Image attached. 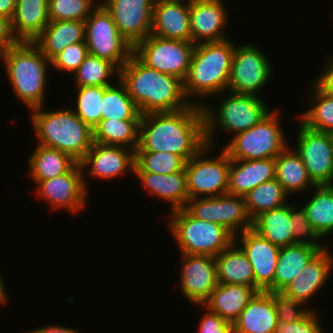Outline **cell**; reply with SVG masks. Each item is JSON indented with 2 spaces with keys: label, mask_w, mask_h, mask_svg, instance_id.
<instances>
[{
  "label": "cell",
  "mask_w": 333,
  "mask_h": 333,
  "mask_svg": "<svg viewBox=\"0 0 333 333\" xmlns=\"http://www.w3.org/2000/svg\"><path fill=\"white\" fill-rule=\"evenodd\" d=\"M206 144L203 108L192 104L174 112L142 114L135 152H170L187 162Z\"/></svg>",
  "instance_id": "obj_1"
},
{
  "label": "cell",
  "mask_w": 333,
  "mask_h": 333,
  "mask_svg": "<svg viewBox=\"0 0 333 333\" xmlns=\"http://www.w3.org/2000/svg\"><path fill=\"white\" fill-rule=\"evenodd\" d=\"M119 80L141 114L174 112L192 105L183 80L148 67L134 53L119 69Z\"/></svg>",
  "instance_id": "obj_2"
},
{
  "label": "cell",
  "mask_w": 333,
  "mask_h": 333,
  "mask_svg": "<svg viewBox=\"0 0 333 333\" xmlns=\"http://www.w3.org/2000/svg\"><path fill=\"white\" fill-rule=\"evenodd\" d=\"M235 45L231 38L196 44L183 81L186 97L192 104L203 106L207 99H220L221 93L227 92Z\"/></svg>",
  "instance_id": "obj_3"
},
{
  "label": "cell",
  "mask_w": 333,
  "mask_h": 333,
  "mask_svg": "<svg viewBox=\"0 0 333 333\" xmlns=\"http://www.w3.org/2000/svg\"><path fill=\"white\" fill-rule=\"evenodd\" d=\"M0 61L17 100L29 110L44 106L51 70L47 57L32 42H18L0 54Z\"/></svg>",
  "instance_id": "obj_4"
},
{
  "label": "cell",
  "mask_w": 333,
  "mask_h": 333,
  "mask_svg": "<svg viewBox=\"0 0 333 333\" xmlns=\"http://www.w3.org/2000/svg\"><path fill=\"white\" fill-rule=\"evenodd\" d=\"M37 107L28 110L37 144L58 149L78 163L93 144V130L74 113L71 107L47 111Z\"/></svg>",
  "instance_id": "obj_5"
},
{
  "label": "cell",
  "mask_w": 333,
  "mask_h": 333,
  "mask_svg": "<svg viewBox=\"0 0 333 333\" xmlns=\"http://www.w3.org/2000/svg\"><path fill=\"white\" fill-rule=\"evenodd\" d=\"M228 93V91L221 93L223 97H220L222 99L219 100L218 108L208 103L202 106L206 142L216 148L215 135L218 133L216 130L228 132L230 135L233 133L234 136L261 122L273 111L268 109V104L263 100V96Z\"/></svg>",
  "instance_id": "obj_6"
},
{
  "label": "cell",
  "mask_w": 333,
  "mask_h": 333,
  "mask_svg": "<svg viewBox=\"0 0 333 333\" xmlns=\"http://www.w3.org/2000/svg\"><path fill=\"white\" fill-rule=\"evenodd\" d=\"M169 229L180 253L216 257L229 247L235 236L224 226L193 217L185 208L167 212Z\"/></svg>",
  "instance_id": "obj_7"
},
{
  "label": "cell",
  "mask_w": 333,
  "mask_h": 333,
  "mask_svg": "<svg viewBox=\"0 0 333 333\" xmlns=\"http://www.w3.org/2000/svg\"><path fill=\"white\" fill-rule=\"evenodd\" d=\"M279 108L250 129L237 133L223 149L233 160L275 159L290 142L282 127ZM288 141V142H287Z\"/></svg>",
  "instance_id": "obj_8"
},
{
  "label": "cell",
  "mask_w": 333,
  "mask_h": 333,
  "mask_svg": "<svg viewBox=\"0 0 333 333\" xmlns=\"http://www.w3.org/2000/svg\"><path fill=\"white\" fill-rule=\"evenodd\" d=\"M220 151L216 154L217 157L213 156L215 146L206 144L186 162L189 199L214 197L227 193L231 159L223 148Z\"/></svg>",
  "instance_id": "obj_9"
},
{
  "label": "cell",
  "mask_w": 333,
  "mask_h": 333,
  "mask_svg": "<svg viewBox=\"0 0 333 333\" xmlns=\"http://www.w3.org/2000/svg\"><path fill=\"white\" fill-rule=\"evenodd\" d=\"M85 42L89 54L112 62L118 69L129 60L134 50L101 2L85 20Z\"/></svg>",
  "instance_id": "obj_10"
},
{
  "label": "cell",
  "mask_w": 333,
  "mask_h": 333,
  "mask_svg": "<svg viewBox=\"0 0 333 333\" xmlns=\"http://www.w3.org/2000/svg\"><path fill=\"white\" fill-rule=\"evenodd\" d=\"M196 44L150 34L140 41L133 53L148 67L185 80Z\"/></svg>",
  "instance_id": "obj_11"
},
{
  "label": "cell",
  "mask_w": 333,
  "mask_h": 333,
  "mask_svg": "<svg viewBox=\"0 0 333 333\" xmlns=\"http://www.w3.org/2000/svg\"><path fill=\"white\" fill-rule=\"evenodd\" d=\"M257 46L251 42L235 45L227 91L260 96L262 88L268 85L273 66L267 53Z\"/></svg>",
  "instance_id": "obj_12"
},
{
  "label": "cell",
  "mask_w": 333,
  "mask_h": 333,
  "mask_svg": "<svg viewBox=\"0 0 333 333\" xmlns=\"http://www.w3.org/2000/svg\"><path fill=\"white\" fill-rule=\"evenodd\" d=\"M193 217L226 227L234 236L253 228L245 198L229 193L190 199L184 207Z\"/></svg>",
  "instance_id": "obj_13"
},
{
  "label": "cell",
  "mask_w": 333,
  "mask_h": 333,
  "mask_svg": "<svg viewBox=\"0 0 333 333\" xmlns=\"http://www.w3.org/2000/svg\"><path fill=\"white\" fill-rule=\"evenodd\" d=\"M297 121L296 141H291L295 143L290 145L301 157L315 185H333V150L329 133L310 129L298 118Z\"/></svg>",
  "instance_id": "obj_14"
},
{
  "label": "cell",
  "mask_w": 333,
  "mask_h": 333,
  "mask_svg": "<svg viewBox=\"0 0 333 333\" xmlns=\"http://www.w3.org/2000/svg\"><path fill=\"white\" fill-rule=\"evenodd\" d=\"M33 183L36 186L34 195L47 201L46 203L53 211L66 210V212L76 214L84 211L82 209L88 203V191L84 185L83 171L78 162L67 173Z\"/></svg>",
  "instance_id": "obj_15"
},
{
  "label": "cell",
  "mask_w": 333,
  "mask_h": 333,
  "mask_svg": "<svg viewBox=\"0 0 333 333\" xmlns=\"http://www.w3.org/2000/svg\"><path fill=\"white\" fill-rule=\"evenodd\" d=\"M79 163L83 171L84 185L89 192V185L86 180L88 178L85 175H88L90 179L92 177L102 181L105 180V182L106 180L117 179V177H126V174L129 173L134 175L135 150L119 145L93 142L92 147Z\"/></svg>",
  "instance_id": "obj_16"
},
{
  "label": "cell",
  "mask_w": 333,
  "mask_h": 333,
  "mask_svg": "<svg viewBox=\"0 0 333 333\" xmlns=\"http://www.w3.org/2000/svg\"><path fill=\"white\" fill-rule=\"evenodd\" d=\"M180 291L193 305H203L219 284L213 256L180 253Z\"/></svg>",
  "instance_id": "obj_17"
},
{
  "label": "cell",
  "mask_w": 333,
  "mask_h": 333,
  "mask_svg": "<svg viewBox=\"0 0 333 333\" xmlns=\"http://www.w3.org/2000/svg\"><path fill=\"white\" fill-rule=\"evenodd\" d=\"M120 34L135 47L151 34L155 0H101Z\"/></svg>",
  "instance_id": "obj_18"
},
{
  "label": "cell",
  "mask_w": 333,
  "mask_h": 333,
  "mask_svg": "<svg viewBox=\"0 0 333 333\" xmlns=\"http://www.w3.org/2000/svg\"><path fill=\"white\" fill-rule=\"evenodd\" d=\"M235 242L252 265L255 291H274L275 269L280 247L263 238L254 229L235 235Z\"/></svg>",
  "instance_id": "obj_19"
},
{
  "label": "cell",
  "mask_w": 333,
  "mask_h": 333,
  "mask_svg": "<svg viewBox=\"0 0 333 333\" xmlns=\"http://www.w3.org/2000/svg\"><path fill=\"white\" fill-rule=\"evenodd\" d=\"M228 10L223 0H190L192 43L229 39L225 29L229 23Z\"/></svg>",
  "instance_id": "obj_20"
},
{
  "label": "cell",
  "mask_w": 333,
  "mask_h": 333,
  "mask_svg": "<svg viewBox=\"0 0 333 333\" xmlns=\"http://www.w3.org/2000/svg\"><path fill=\"white\" fill-rule=\"evenodd\" d=\"M327 246L319 250L301 273L282 292L300 303L310 304L316 293L328 283L333 270V252ZM324 286V287H323Z\"/></svg>",
  "instance_id": "obj_21"
},
{
  "label": "cell",
  "mask_w": 333,
  "mask_h": 333,
  "mask_svg": "<svg viewBox=\"0 0 333 333\" xmlns=\"http://www.w3.org/2000/svg\"><path fill=\"white\" fill-rule=\"evenodd\" d=\"M151 34L166 39L192 41L190 0H155Z\"/></svg>",
  "instance_id": "obj_22"
},
{
  "label": "cell",
  "mask_w": 333,
  "mask_h": 333,
  "mask_svg": "<svg viewBox=\"0 0 333 333\" xmlns=\"http://www.w3.org/2000/svg\"><path fill=\"white\" fill-rule=\"evenodd\" d=\"M277 312L268 291L256 292L233 322V333H275Z\"/></svg>",
  "instance_id": "obj_23"
},
{
  "label": "cell",
  "mask_w": 333,
  "mask_h": 333,
  "mask_svg": "<svg viewBox=\"0 0 333 333\" xmlns=\"http://www.w3.org/2000/svg\"><path fill=\"white\" fill-rule=\"evenodd\" d=\"M143 191L168 202V212L183 209L189 199L187 190V174L180 171L174 174L161 175L155 173H134Z\"/></svg>",
  "instance_id": "obj_24"
},
{
  "label": "cell",
  "mask_w": 333,
  "mask_h": 333,
  "mask_svg": "<svg viewBox=\"0 0 333 333\" xmlns=\"http://www.w3.org/2000/svg\"><path fill=\"white\" fill-rule=\"evenodd\" d=\"M275 173V159H231L227 193L245 197L249 191L258 185L275 179Z\"/></svg>",
  "instance_id": "obj_25"
},
{
  "label": "cell",
  "mask_w": 333,
  "mask_h": 333,
  "mask_svg": "<svg viewBox=\"0 0 333 333\" xmlns=\"http://www.w3.org/2000/svg\"><path fill=\"white\" fill-rule=\"evenodd\" d=\"M48 24V0H16L11 29L18 42H33Z\"/></svg>",
  "instance_id": "obj_26"
},
{
  "label": "cell",
  "mask_w": 333,
  "mask_h": 333,
  "mask_svg": "<svg viewBox=\"0 0 333 333\" xmlns=\"http://www.w3.org/2000/svg\"><path fill=\"white\" fill-rule=\"evenodd\" d=\"M85 42V21H49L32 42L51 62L67 46Z\"/></svg>",
  "instance_id": "obj_27"
},
{
  "label": "cell",
  "mask_w": 333,
  "mask_h": 333,
  "mask_svg": "<svg viewBox=\"0 0 333 333\" xmlns=\"http://www.w3.org/2000/svg\"><path fill=\"white\" fill-rule=\"evenodd\" d=\"M255 293L250 286L218 284L203 306L233 324Z\"/></svg>",
  "instance_id": "obj_28"
},
{
  "label": "cell",
  "mask_w": 333,
  "mask_h": 333,
  "mask_svg": "<svg viewBox=\"0 0 333 333\" xmlns=\"http://www.w3.org/2000/svg\"><path fill=\"white\" fill-rule=\"evenodd\" d=\"M219 284L250 286L255 290V278L251 263L240 246L234 241L216 257Z\"/></svg>",
  "instance_id": "obj_29"
},
{
  "label": "cell",
  "mask_w": 333,
  "mask_h": 333,
  "mask_svg": "<svg viewBox=\"0 0 333 333\" xmlns=\"http://www.w3.org/2000/svg\"><path fill=\"white\" fill-rule=\"evenodd\" d=\"M27 160L26 176L32 181H44L67 173L76 163L70 155L51 147L36 144Z\"/></svg>",
  "instance_id": "obj_30"
},
{
  "label": "cell",
  "mask_w": 333,
  "mask_h": 333,
  "mask_svg": "<svg viewBox=\"0 0 333 333\" xmlns=\"http://www.w3.org/2000/svg\"><path fill=\"white\" fill-rule=\"evenodd\" d=\"M325 247L294 244L280 247L274 277V291L282 292L301 273L310 259Z\"/></svg>",
  "instance_id": "obj_31"
},
{
  "label": "cell",
  "mask_w": 333,
  "mask_h": 333,
  "mask_svg": "<svg viewBox=\"0 0 333 333\" xmlns=\"http://www.w3.org/2000/svg\"><path fill=\"white\" fill-rule=\"evenodd\" d=\"M275 179L284 187L289 196L297 195L313 188L315 184L309 178L301 157L289 145L276 158ZM305 191V192H304Z\"/></svg>",
  "instance_id": "obj_32"
},
{
  "label": "cell",
  "mask_w": 333,
  "mask_h": 333,
  "mask_svg": "<svg viewBox=\"0 0 333 333\" xmlns=\"http://www.w3.org/2000/svg\"><path fill=\"white\" fill-rule=\"evenodd\" d=\"M290 202L283 207L261 213L253 220V228L278 247L294 245V224L290 220Z\"/></svg>",
  "instance_id": "obj_33"
},
{
  "label": "cell",
  "mask_w": 333,
  "mask_h": 333,
  "mask_svg": "<svg viewBox=\"0 0 333 333\" xmlns=\"http://www.w3.org/2000/svg\"><path fill=\"white\" fill-rule=\"evenodd\" d=\"M303 208L313 229L324 240L333 232V185H315Z\"/></svg>",
  "instance_id": "obj_34"
},
{
  "label": "cell",
  "mask_w": 333,
  "mask_h": 333,
  "mask_svg": "<svg viewBox=\"0 0 333 333\" xmlns=\"http://www.w3.org/2000/svg\"><path fill=\"white\" fill-rule=\"evenodd\" d=\"M312 83L308 89V109L299 112L295 118L310 129L330 133L333 131V94L326 93L315 81Z\"/></svg>",
  "instance_id": "obj_35"
},
{
  "label": "cell",
  "mask_w": 333,
  "mask_h": 333,
  "mask_svg": "<svg viewBox=\"0 0 333 333\" xmlns=\"http://www.w3.org/2000/svg\"><path fill=\"white\" fill-rule=\"evenodd\" d=\"M140 120H101L93 130V141L136 150L139 145Z\"/></svg>",
  "instance_id": "obj_36"
},
{
  "label": "cell",
  "mask_w": 333,
  "mask_h": 333,
  "mask_svg": "<svg viewBox=\"0 0 333 333\" xmlns=\"http://www.w3.org/2000/svg\"><path fill=\"white\" fill-rule=\"evenodd\" d=\"M116 84L104 86L102 120H140L141 113L129 96L125 85L116 78Z\"/></svg>",
  "instance_id": "obj_37"
},
{
  "label": "cell",
  "mask_w": 333,
  "mask_h": 333,
  "mask_svg": "<svg viewBox=\"0 0 333 333\" xmlns=\"http://www.w3.org/2000/svg\"><path fill=\"white\" fill-rule=\"evenodd\" d=\"M247 212L252 220L261 213L286 205L290 196L284 187L276 180H270L258 185L245 195Z\"/></svg>",
  "instance_id": "obj_38"
},
{
  "label": "cell",
  "mask_w": 333,
  "mask_h": 333,
  "mask_svg": "<svg viewBox=\"0 0 333 333\" xmlns=\"http://www.w3.org/2000/svg\"><path fill=\"white\" fill-rule=\"evenodd\" d=\"M115 76L119 78V69L112 62L88 54L71 78L74 87L110 86Z\"/></svg>",
  "instance_id": "obj_39"
},
{
  "label": "cell",
  "mask_w": 333,
  "mask_h": 333,
  "mask_svg": "<svg viewBox=\"0 0 333 333\" xmlns=\"http://www.w3.org/2000/svg\"><path fill=\"white\" fill-rule=\"evenodd\" d=\"M75 88V105L72 110L92 130L102 120L104 86H83ZM77 93V94H76Z\"/></svg>",
  "instance_id": "obj_40"
},
{
  "label": "cell",
  "mask_w": 333,
  "mask_h": 333,
  "mask_svg": "<svg viewBox=\"0 0 333 333\" xmlns=\"http://www.w3.org/2000/svg\"><path fill=\"white\" fill-rule=\"evenodd\" d=\"M186 161L170 152H135L134 173H155L161 175L185 171Z\"/></svg>",
  "instance_id": "obj_41"
},
{
  "label": "cell",
  "mask_w": 333,
  "mask_h": 333,
  "mask_svg": "<svg viewBox=\"0 0 333 333\" xmlns=\"http://www.w3.org/2000/svg\"><path fill=\"white\" fill-rule=\"evenodd\" d=\"M99 3L95 0H48L49 21H85Z\"/></svg>",
  "instance_id": "obj_42"
},
{
  "label": "cell",
  "mask_w": 333,
  "mask_h": 333,
  "mask_svg": "<svg viewBox=\"0 0 333 333\" xmlns=\"http://www.w3.org/2000/svg\"><path fill=\"white\" fill-rule=\"evenodd\" d=\"M290 220L293 221V240L295 244H305L315 247H327L325 240H323L317 232L313 229L311 223L308 220L307 212L301 207V204L290 203ZM324 244H323V243Z\"/></svg>",
  "instance_id": "obj_43"
},
{
  "label": "cell",
  "mask_w": 333,
  "mask_h": 333,
  "mask_svg": "<svg viewBox=\"0 0 333 333\" xmlns=\"http://www.w3.org/2000/svg\"><path fill=\"white\" fill-rule=\"evenodd\" d=\"M273 298L277 312V318L280 322L293 323L302 319L313 307L304 305L294 298H290L283 292L268 291Z\"/></svg>",
  "instance_id": "obj_44"
},
{
  "label": "cell",
  "mask_w": 333,
  "mask_h": 333,
  "mask_svg": "<svg viewBox=\"0 0 333 333\" xmlns=\"http://www.w3.org/2000/svg\"><path fill=\"white\" fill-rule=\"evenodd\" d=\"M88 54L86 42L71 44L51 61V68L61 73L70 72L73 75Z\"/></svg>",
  "instance_id": "obj_45"
},
{
  "label": "cell",
  "mask_w": 333,
  "mask_h": 333,
  "mask_svg": "<svg viewBox=\"0 0 333 333\" xmlns=\"http://www.w3.org/2000/svg\"><path fill=\"white\" fill-rule=\"evenodd\" d=\"M319 316L316 310H310L302 319L293 323L278 321L275 333H326Z\"/></svg>",
  "instance_id": "obj_46"
},
{
  "label": "cell",
  "mask_w": 333,
  "mask_h": 333,
  "mask_svg": "<svg viewBox=\"0 0 333 333\" xmlns=\"http://www.w3.org/2000/svg\"><path fill=\"white\" fill-rule=\"evenodd\" d=\"M203 309L202 317L198 322V333H233L232 323L223 319L218 314L209 311L205 306L199 305Z\"/></svg>",
  "instance_id": "obj_47"
},
{
  "label": "cell",
  "mask_w": 333,
  "mask_h": 333,
  "mask_svg": "<svg viewBox=\"0 0 333 333\" xmlns=\"http://www.w3.org/2000/svg\"><path fill=\"white\" fill-rule=\"evenodd\" d=\"M325 64L321 74L315 78V82L329 94H333V54L327 55L325 59Z\"/></svg>",
  "instance_id": "obj_48"
},
{
  "label": "cell",
  "mask_w": 333,
  "mask_h": 333,
  "mask_svg": "<svg viewBox=\"0 0 333 333\" xmlns=\"http://www.w3.org/2000/svg\"><path fill=\"white\" fill-rule=\"evenodd\" d=\"M17 43L11 29V20L0 15V54Z\"/></svg>",
  "instance_id": "obj_49"
},
{
  "label": "cell",
  "mask_w": 333,
  "mask_h": 333,
  "mask_svg": "<svg viewBox=\"0 0 333 333\" xmlns=\"http://www.w3.org/2000/svg\"><path fill=\"white\" fill-rule=\"evenodd\" d=\"M24 333H81L75 328L67 327L65 325L48 324L44 327L34 328L33 330H27Z\"/></svg>",
  "instance_id": "obj_50"
},
{
  "label": "cell",
  "mask_w": 333,
  "mask_h": 333,
  "mask_svg": "<svg viewBox=\"0 0 333 333\" xmlns=\"http://www.w3.org/2000/svg\"><path fill=\"white\" fill-rule=\"evenodd\" d=\"M16 0H0V15L12 19L15 12Z\"/></svg>",
  "instance_id": "obj_51"
},
{
  "label": "cell",
  "mask_w": 333,
  "mask_h": 333,
  "mask_svg": "<svg viewBox=\"0 0 333 333\" xmlns=\"http://www.w3.org/2000/svg\"><path fill=\"white\" fill-rule=\"evenodd\" d=\"M6 286L3 280V275L0 273V306L1 305H6L8 300V294H7Z\"/></svg>",
  "instance_id": "obj_52"
},
{
  "label": "cell",
  "mask_w": 333,
  "mask_h": 333,
  "mask_svg": "<svg viewBox=\"0 0 333 333\" xmlns=\"http://www.w3.org/2000/svg\"><path fill=\"white\" fill-rule=\"evenodd\" d=\"M329 137L331 140L332 150H333V131L329 133Z\"/></svg>",
  "instance_id": "obj_53"
}]
</instances>
